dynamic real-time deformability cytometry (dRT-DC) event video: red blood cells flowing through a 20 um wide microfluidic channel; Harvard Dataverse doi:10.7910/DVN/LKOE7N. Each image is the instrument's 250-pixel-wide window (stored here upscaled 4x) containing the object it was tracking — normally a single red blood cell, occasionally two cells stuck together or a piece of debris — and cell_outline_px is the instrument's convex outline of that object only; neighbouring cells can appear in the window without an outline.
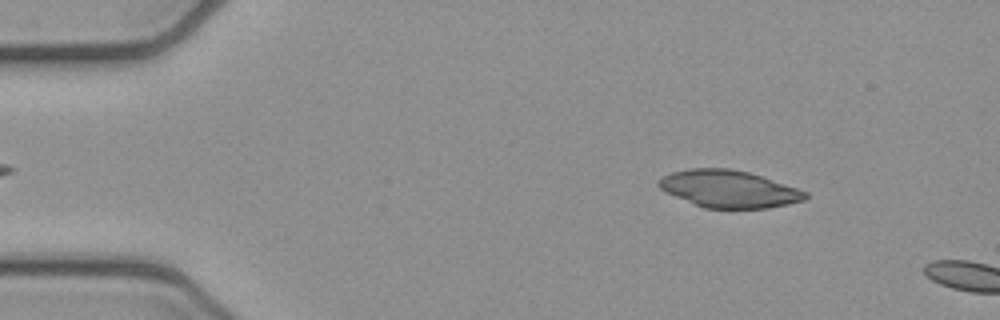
{"species": "common noctule bat (a hibernating species)", "species_latin": "Nyctalus noctula", "temperature_condition": "cold", "stored_images_in_passage": 9, "camera_frame_rate_fps": 3000, "um_per_image_px": 0.085, "animal": {"sex": "female", "body_mass_g": 21.9}, "frame": {"image": 1, "passage_image": 6, "time_ms": 1.667, "image_size_px": [1000, 320], "cell_outline_px": [[808, 196], [804, 200], [788, 204], [768, 208], [704, 208], [676, 196], [660, 188], [656, 184], [664, 176], [672, 172], [688, 168], [732, 168], [748, 172], [808, 192]], "centroid_in_image_um": [61.96, 16.05], "position_along_channel_um": 23.0, "area_um2": 31.39}}